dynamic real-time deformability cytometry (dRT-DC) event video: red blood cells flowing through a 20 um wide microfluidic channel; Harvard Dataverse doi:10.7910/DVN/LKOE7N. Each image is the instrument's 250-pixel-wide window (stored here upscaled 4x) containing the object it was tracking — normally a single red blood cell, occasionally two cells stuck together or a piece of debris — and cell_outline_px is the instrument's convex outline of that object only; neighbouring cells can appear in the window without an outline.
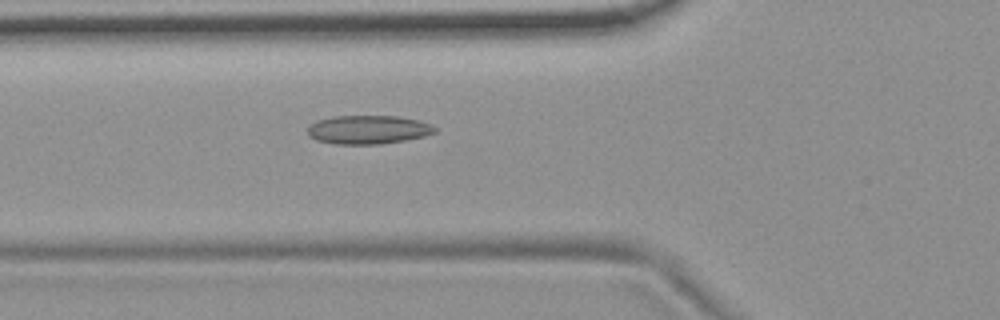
{"species": "common noctule bat (a hibernating species)", "species_latin": "Nyctalus noctula", "temperature_condition": "room temperature", "stored_images_in_passage": 6, "camera_frame_rate_fps": 3000, "um_per_image_px": 0.085, "animal": {"sex": "female", "body_mass_g": 19.9}, "frame": {"image": 1, "passage_image": 6, "time_ms": 5.667, "image_size_px": [1000, 320], "cell_outline_px": [[436, 132], [424, 136], [404, 140], [380, 144], [336, 144], [316, 140], [308, 136], [308, 128], [316, 120], [332, 116], [396, 116], [416, 120], [432, 124], [436, 128]], "centroid_in_image_um": [31.27, 11.02], "position_along_channel_um": 94.5, "area_um2": 21.21}}